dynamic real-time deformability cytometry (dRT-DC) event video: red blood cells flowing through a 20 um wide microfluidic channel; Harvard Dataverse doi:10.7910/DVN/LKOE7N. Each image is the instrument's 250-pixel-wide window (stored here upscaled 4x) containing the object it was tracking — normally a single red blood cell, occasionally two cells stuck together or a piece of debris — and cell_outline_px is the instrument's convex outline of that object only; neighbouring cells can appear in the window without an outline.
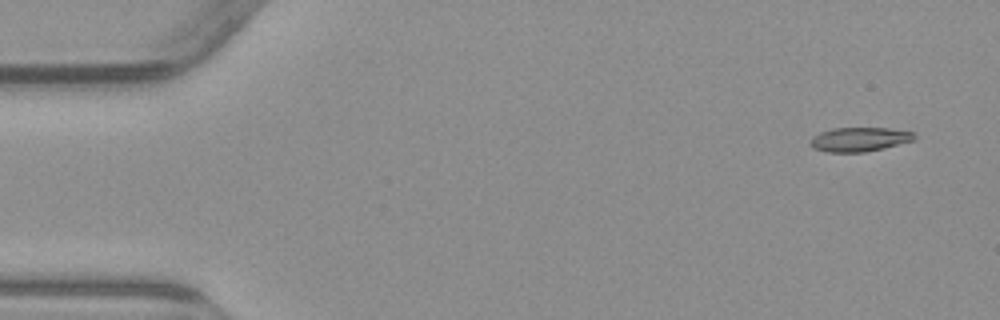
{"species": "common noctule bat (a hibernating species)", "species_latin": "Nyctalus noctula", "temperature_condition": "warm", "stored_images_in_passage": 6, "camera_frame_rate_fps": 3000, "um_per_image_px": 0.085, "animal": {"sex": "male", "body_mass_g": 23.1, "forearm_length_mm": 52.7}, "frame": {"image": 1, "passage_image": 1, "time_ms": 0.0, "image_size_px": [1000, 320], "cell_outline_px": [[916, 140], [884, 148], [864, 152], [828, 152], [812, 148], [808, 144], [812, 136], [820, 132], [832, 128], [888, 128], [912, 132], [916, 136]], "centroid_in_image_um": [73.02, 11.85], "position_along_channel_um": 12.0, "area_um2": 14.8}}
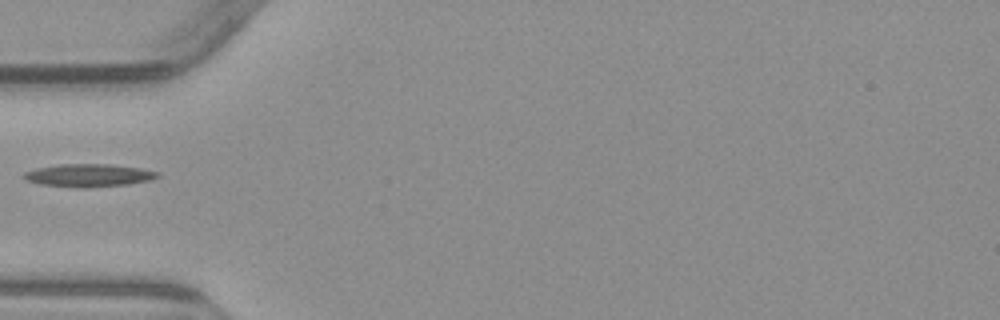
{"frame": {"image": 2, "passage_image": 5, "time_ms": 5.0, "image_size_px": [1000, 320], "cell_outline_px": [[160, 176], [152, 180], [128, 184], [84, 188], [80, 188], [40, 184], [24, 180], [24, 172], [36, 168], [60, 164], [108, 164], [140, 168], [160, 172]], "centroid_in_image_um": [7.55, 14.91], "position_along_channel_um": 77.4, "area_um2": 17.86}}
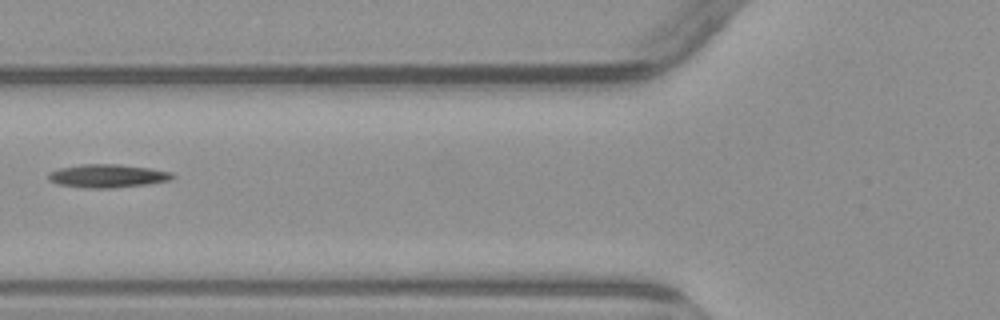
{"frame": {"image": 3, "passage_image": 6, "time_ms": 6.0, "image_size_px": [1000, 320], "cell_outline_px": [[176, 176], [168, 180], [148, 184], [112, 188], [84, 188], [56, 184], [48, 180], [48, 172], [60, 168], [80, 164], [116, 164], [148, 168], [172, 172]], "centroid_in_image_um": [9.09, 14.96], "position_along_channel_um": 116.7, "area_um2": 16.88}}